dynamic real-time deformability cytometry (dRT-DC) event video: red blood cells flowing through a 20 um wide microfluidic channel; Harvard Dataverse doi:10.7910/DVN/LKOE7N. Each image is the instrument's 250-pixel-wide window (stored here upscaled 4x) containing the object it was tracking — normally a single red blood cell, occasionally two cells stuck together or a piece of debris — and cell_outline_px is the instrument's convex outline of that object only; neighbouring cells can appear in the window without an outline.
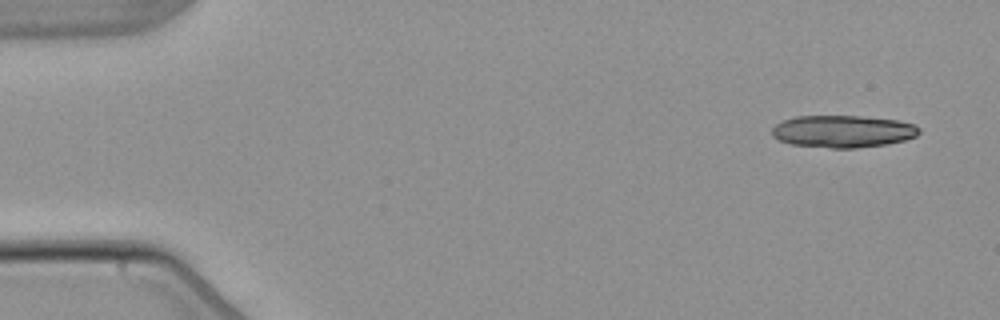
{"species": "common noctule bat (a hibernating species)", "species_latin": "Nyctalus noctula", "temperature_condition": "warm", "stored_images_in_passage": 8, "camera_frame_rate_fps": 3000, "um_per_image_px": 0.085, "animal": {"sex": "male", "body_mass_g": 21.5, "forearm_length_mm": 52.0}, "frame": {"image": 1, "passage_image": 1, "time_ms": 0.0, "image_size_px": [1000, 320], "cell_outline_px": [[920, 132], [916, 136], [904, 140], [888, 144], [856, 148], [832, 148], [792, 144], [780, 140], [772, 136], [772, 128], [776, 124], [784, 120], [796, 116], [860, 116], [900, 120], [912, 124], [920, 128]], "centroid_in_image_um": [71.66, 11.16], "position_along_channel_um": 13.3, "area_um2": 27.63}}
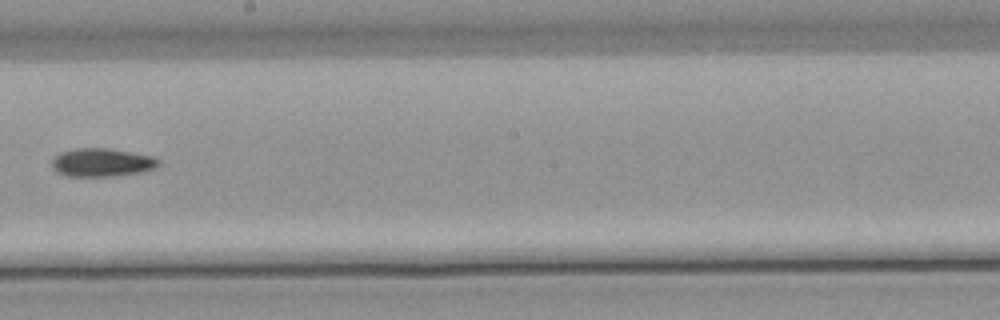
{"frame": {"image": 2, "passage_image": 8, "time_ms": 9.333, "image_size_px": [1000, 320], "cell_outline_px": [[160, 164], [152, 168], [140, 172], [116, 176], [68, 176], [56, 172], [52, 168], [52, 160], [60, 152], [76, 148], [108, 148], [152, 156], [160, 160]], "centroid_in_image_um": [8.63, 13.81], "position_along_channel_um": 239.6, "area_um2": 17.51}}